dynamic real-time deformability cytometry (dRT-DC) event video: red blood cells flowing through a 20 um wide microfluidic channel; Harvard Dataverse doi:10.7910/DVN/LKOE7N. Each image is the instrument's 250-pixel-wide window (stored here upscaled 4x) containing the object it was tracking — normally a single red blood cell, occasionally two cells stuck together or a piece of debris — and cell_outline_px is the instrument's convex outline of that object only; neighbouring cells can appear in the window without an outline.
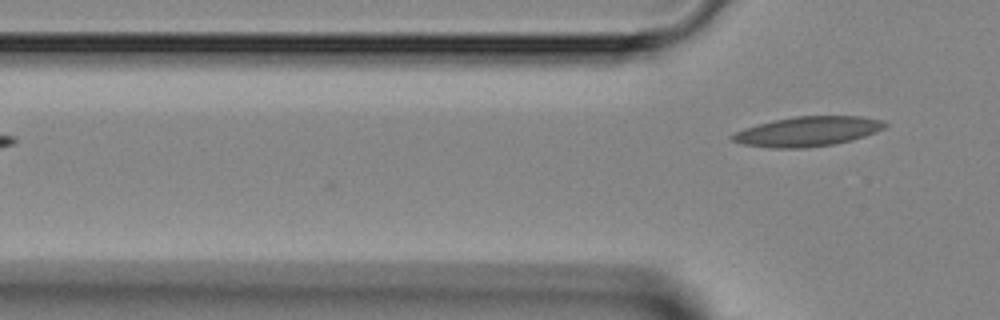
{"species": "Egyptian fruit bat (a non-hibernating species)", "species_latin": "Rousettus aegyptiacus", "temperature_condition": "room temperature", "stored_images_in_passage": 3, "camera_frame_rate_fps": 3000, "um_per_image_px": 0.085, "animal": {"sex": "female"}, "frame": {"image": 1, "passage_image": 3, "time_ms": 0.667, "image_size_px": [1000, 320], "cell_outline_px": [[888, 124], [884, 128], [876, 132], [852, 140], [832, 144], [804, 148], [772, 148], [740, 144], [732, 140], [728, 136], [744, 128], [756, 124], [796, 116], [860, 116], [884, 120]], "centroid_in_image_um": [68.64, 11.17], "position_along_channel_um": 57.2, "area_um2": 26.47}}